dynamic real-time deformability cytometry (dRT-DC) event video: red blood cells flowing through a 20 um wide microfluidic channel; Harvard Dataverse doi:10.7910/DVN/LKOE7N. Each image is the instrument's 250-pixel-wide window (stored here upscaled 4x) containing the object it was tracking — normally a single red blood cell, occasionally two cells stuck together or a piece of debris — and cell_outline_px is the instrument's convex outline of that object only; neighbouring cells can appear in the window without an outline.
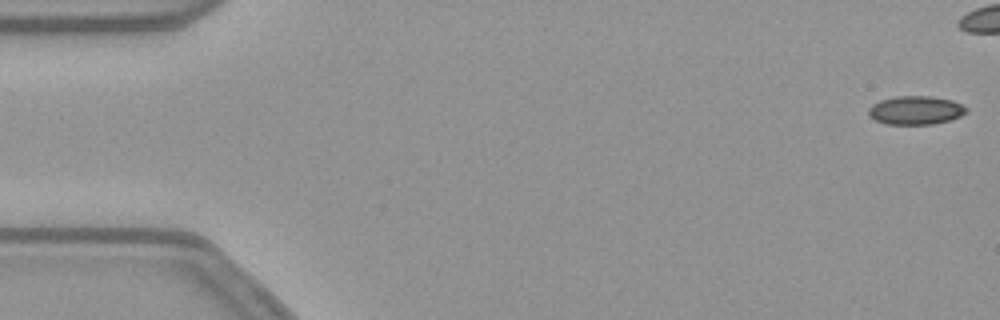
{"species": "common noctule bat (a hibernating species)", "species_latin": "Nyctalus noctula", "temperature_condition": "warm", "stored_images_in_passage": 8, "camera_frame_rate_fps": 3000, "um_per_image_px": 0.085, "animal": {"sex": "female", "body_mass_g": 21.9}, "frame": {"image": 1, "passage_image": 1, "time_ms": 0.0, "image_size_px": [1000, 320], "cell_outline_px": [[968, 112], [960, 116], [948, 120], [932, 124], [888, 124], [876, 120], [868, 116], [868, 108], [872, 104], [880, 100], [896, 96], [932, 96], [952, 100], [968, 108]], "centroid_in_image_um": [77.82, 9.36], "position_along_channel_um": 7.2, "area_um2": 16.3}}